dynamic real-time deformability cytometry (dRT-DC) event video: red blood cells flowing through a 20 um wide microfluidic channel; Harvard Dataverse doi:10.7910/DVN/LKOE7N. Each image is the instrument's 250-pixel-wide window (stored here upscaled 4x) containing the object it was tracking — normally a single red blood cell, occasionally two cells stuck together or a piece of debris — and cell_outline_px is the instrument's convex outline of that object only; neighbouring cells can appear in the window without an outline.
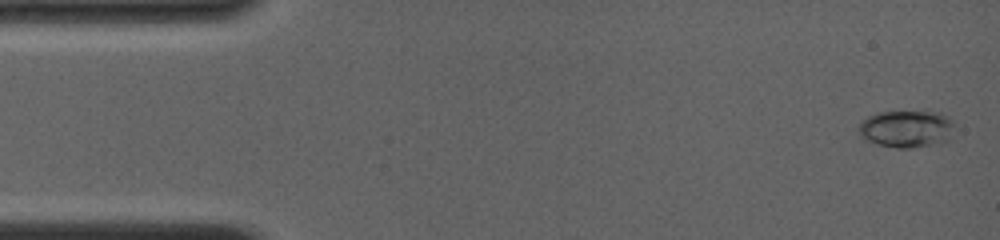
{"species": "common noctule bat (a hibernating species)", "species_latin": "Nyctalus noctula", "temperature_condition": "room temperature", "stored_images_in_passage": 9, "camera_frame_rate_fps": 4000, "um_per_image_px": 0.085, "animal": {"sex": "female", "body_mass_g": 19.0, "forearm_length_mm": 56.7}, "frame": {"image": 1, "passage_image": 1, "time_ms": 0.0, "image_size_px": [1000, 240], "cell_outline_px": [[956, 124], [948, 140], [944, 144], [912, 148], [896, 148], [876, 144], [860, 136], [856, 128], [868, 116], [880, 112], [940, 112], [948, 116]], "centroid_in_image_um": [77.1, 10.97], "position_along_channel_um": 7.9, "area_um2": 21.15}}